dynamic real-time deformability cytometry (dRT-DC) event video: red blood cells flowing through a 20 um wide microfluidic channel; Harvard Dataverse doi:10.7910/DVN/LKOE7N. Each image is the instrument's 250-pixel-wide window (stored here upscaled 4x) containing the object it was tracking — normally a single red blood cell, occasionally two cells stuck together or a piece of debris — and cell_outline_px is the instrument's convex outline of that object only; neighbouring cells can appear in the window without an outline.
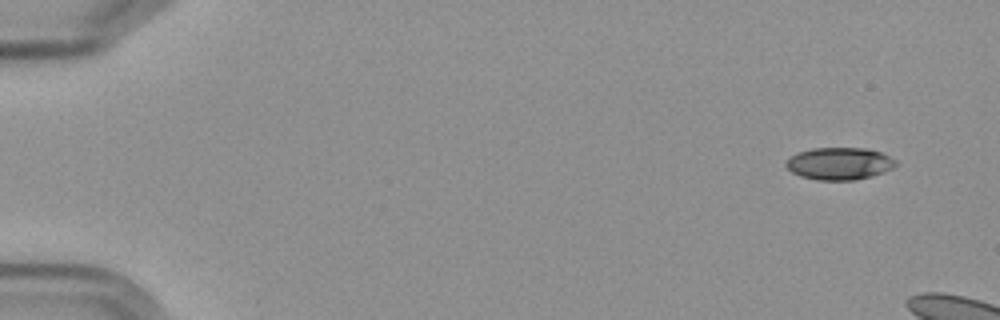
{"species": "Egyptian fruit bat (a non-hibernating species)", "species_latin": "Rousettus aegyptiacus", "temperature_condition": "cold", "stored_images_in_passage": 3, "camera_frame_rate_fps": 3000, "um_per_image_px": 0.085, "frame": {"image": 1, "passage_image": 1, "time_ms": 0.0, "image_size_px": [1000, 320], "cell_outline_px": [[896, 164], [892, 168], [884, 172], [872, 176], [856, 180], [816, 180], [800, 176], [792, 172], [784, 164], [784, 160], [788, 156], [796, 152], [812, 148], [868, 148], [880, 152], [896, 160]], "centroid_in_image_um": [71.29, 13.9], "position_along_channel_um": 13.7, "area_um2": 20.92}}